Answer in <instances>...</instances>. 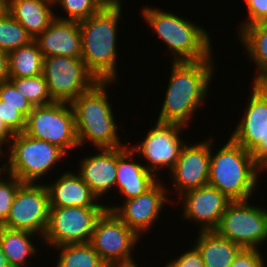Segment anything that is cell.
Here are the masks:
<instances>
[{
    "instance_id": "30bf717a",
    "label": "cell",
    "mask_w": 267,
    "mask_h": 267,
    "mask_svg": "<svg viewBox=\"0 0 267 267\" xmlns=\"http://www.w3.org/2000/svg\"><path fill=\"white\" fill-rule=\"evenodd\" d=\"M258 206L249 200L232 201L215 231L243 249H257L267 241V209Z\"/></svg>"
},
{
    "instance_id": "ac0fdd59",
    "label": "cell",
    "mask_w": 267,
    "mask_h": 267,
    "mask_svg": "<svg viewBox=\"0 0 267 267\" xmlns=\"http://www.w3.org/2000/svg\"><path fill=\"white\" fill-rule=\"evenodd\" d=\"M34 41L43 57L62 56L81 58L82 34L78 21L55 18Z\"/></svg>"
},
{
    "instance_id": "603a6c76",
    "label": "cell",
    "mask_w": 267,
    "mask_h": 267,
    "mask_svg": "<svg viewBox=\"0 0 267 267\" xmlns=\"http://www.w3.org/2000/svg\"><path fill=\"white\" fill-rule=\"evenodd\" d=\"M195 247L201 253L205 267H230L238 253L240 245L220 236L215 230H199Z\"/></svg>"
},
{
    "instance_id": "7a4b0ae2",
    "label": "cell",
    "mask_w": 267,
    "mask_h": 267,
    "mask_svg": "<svg viewBox=\"0 0 267 267\" xmlns=\"http://www.w3.org/2000/svg\"><path fill=\"white\" fill-rule=\"evenodd\" d=\"M121 1L111 0L98 13L79 21L82 34L81 58L98 81L117 80V23Z\"/></svg>"
},
{
    "instance_id": "d6986e66",
    "label": "cell",
    "mask_w": 267,
    "mask_h": 267,
    "mask_svg": "<svg viewBox=\"0 0 267 267\" xmlns=\"http://www.w3.org/2000/svg\"><path fill=\"white\" fill-rule=\"evenodd\" d=\"M98 151L100 153L82 159L78 174L99 199L116 187L118 148H100Z\"/></svg>"
},
{
    "instance_id": "4dcf8cb0",
    "label": "cell",
    "mask_w": 267,
    "mask_h": 267,
    "mask_svg": "<svg viewBox=\"0 0 267 267\" xmlns=\"http://www.w3.org/2000/svg\"><path fill=\"white\" fill-rule=\"evenodd\" d=\"M0 99L2 100V104L16 107L26 118L34 108L31 103L19 93L10 80L0 83Z\"/></svg>"
},
{
    "instance_id": "6da1fadb",
    "label": "cell",
    "mask_w": 267,
    "mask_h": 267,
    "mask_svg": "<svg viewBox=\"0 0 267 267\" xmlns=\"http://www.w3.org/2000/svg\"><path fill=\"white\" fill-rule=\"evenodd\" d=\"M213 57L202 61H172L171 75L165 99L157 121L186 123L204 104L214 73ZM214 69V70H213Z\"/></svg>"
},
{
    "instance_id": "f35d334b",
    "label": "cell",
    "mask_w": 267,
    "mask_h": 267,
    "mask_svg": "<svg viewBox=\"0 0 267 267\" xmlns=\"http://www.w3.org/2000/svg\"><path fill=\"white\" fill-rule=\"evenodd\" d=\"M107 267H138V266H137L136 262L133 260L130 262L109 264V265H107Z\"/></svg>"
},
{
    "instance_id": "2e32d148",
    "label": "cell",
    "mask_w": 267,
    "mask_h": 267,
    "mask_svg": "<svg viewBox=\"0 0 267 267\" xmlns=\"http://www.w3.org/2000/svg\"><path fill=\"white\" fill-rule=\"evenodd\" d=\"M180 199L184 200L183 217L193 219L200 224L201 231L215 230L221 217L232 202L217 188L205 185L184 192Z\"/></svg>"
},
{
    "instance_id": "9c48e42d",
    "label": "cell",
    "mask_w": 267,
    "mask_h": 267,
    "mask_svg": "<svg viewBox=\"0 0 267 267\" xmlns=\"http://www.w3.org/2000/svg\"><path fill=\"white\" fill-rule=\"evenodd\" d=\"M42 75L55 102L71 103L98 82L83 59L77 57H44Z\"/></svg>"
},
{
    "instance_id": "e0dca14e",
    "label": "cell",
    "mask_w": 267,
    "mask_h": 267,
    "mask_svg": "<svg viewBox=\"0 0 267 267\" xmlns=\"http://www.w3.org/2000/svg\"><path fill=\"white\" fill-rule=\"evenodd\" d=\"M210 171V139L197 144H184L170 174L174 187L184 192L208 185Z\"/></svg>"
},
{
    "instance_id": "1f68e13d",
    "label": "cell",
    "mask_w": 267,
    "mask_h": 267,
    "mask_svg": "<svg viewBox=\"0 0 267 267\" xmlns=\"http://www.w3.org/2000/svg\"><path fill=\"white\" fill-rule=\"evenodd\" d=\"M7 176V180H0V225L7 220L16 192L22 184L16 176L9 173Z\"/></svg>"
},
{
    "instance_id": "52a82bcc",
    "label": "cell",
    "mask_w": 267,
    "mask_h": 267,
    "mask_svg": "<svg viewBox=\"0 0 267 267\" xmlns=\"http://www.w3.org/2000/svg\"><path fill=\"white\" fill-rule=\"evenodd\" d=\"M24 133L56 145L66 154L69 149L80 147L74 111L68 102L34 107L26 118Z\"/></svg>"
},
{
    "instance_id": "f1b7e54d",
    "label": "cell",
    "mask_w": 267,
    "mask_h": 267,
    "mask_svg": "<svg viewBox=\"0 0 267 267\" xmlns=\"http://www.w3.org/2000/svg\"><path fill=\"white\" fill-rule=\"evenodd\" d=\"M21 95H23L33 107L54 103L43 75L27 78H9Z\"/></svg>"
},
{
    "instance_id": "5bb4252c",
    "label": "cell",
    "mask_w": 267,
    "mask_h": 267,
    "mask_svg": "<svg viewBox=\"0 0 267 267\" xmlns=\"http://www.w3.org/2000/svg\"><path fill=\"white\" fill-rule=\"evenodd\" d=\"M148 131L146 138L137 146H129L139 157L148 160L145 167L156 177L161 168L171 170L175 167L180 151L185 142L180 139L181 130L185 127L177 123L159 122Z\"/></svg>"
},
{
    "instance_id": "8fae6325",
    "label": "cell",
    "mask_w": 267,
    "mask_h": 267,
    "mask_svg": "<svg viewBox=\"0 0 267 267\" xmlns=\"http://www.w3.org/2000/svg\"><path fill=\"white\" fill-rule=\"evenodd\" d=\"M252 87L245 113L231 138L250 152L253 160L264 170L267 167V91L261 84Z\"/></svg>"
},
{
    "instance_id": "d4e9b609",
    "label": "cell",
    "mask_w": 267,
    "mask_h": 267,
    "mask_svg": "<svg viewBox=\"0 0 267 267\" xmlns=\"http://www.w3.org/2000/svg\"><path fill=\"white\" fill-rule=\"evenodd\" d=\"M35 233L26 230L10 229L0 225V246L11 267H24L27 258L36 255L37 247L30 238Z\"/></svg>"
},
{
    "instance_id": "8992f818",
    "label": "cell",
    "mask_w": 267,
    "mask_h": 267,
    "mask_svg": "<svg viewBox=\"0 0 267 267\" xmlns=\"http://www.w3.org/2000/svg\"><path fill=\"white\" fill-rule=\"evenodd\" d=\"M8 173L22 183H35L67 155L58 146L32 138L24 132L15 134L9 144Z\"/></svg>"
},
{
    "instance_id": "4316f807",
    "label": "cell",
    "mask_w": 267,
    "mask_h": 267,
    "mask_svg": "<svg viewBox=\"0 0 267 267\" xmlns=\"http://www.w3.org/2000/svg\"><path fill=\"white\" fill-rule=\"evenodd\" d=\"M56 267H107L90 243L63 244Z\"/></svg>"
},
{
    "instance_id": "44dd1931",
    "label": "cell",
    "mask_w": 267,
    "mask_h": 267,
    "mask_svg": "<svg viewBox=\"0 0 267 267\" xmlns=\"http://www.w3.org/2000/svg\"><path fill=\"white\" fill-rule=\"evenodd\" d=\"M54 182L45 184L50 207H107L96 202L90 187L73 171H66Z\"/></svg>"
},
{
    "instance_id": "8d00e7d4",
    "label": "cell",
    "mask_w": 267,
    "mask_h": 267,
    "mask_svg": "<svg viewBox=\"0 0 267 267\" xmlns=\"http://www.w3.org/2000/svg\"><path fill=\"white\" fill-rule=\"evenodd\" d=\"M9 80L8 53L0 50V83Z\"/></svg>"
},
{
    "instance_id": "7402d4cb",
    "label": "cell",
    "mask_w": 267,
    "mask_h": 267,
    "mask_svg": "<svg viewBox=\"0 0 267 267\" xmlns=\"http://www.w3.org/2000/svg\"><path fill=\"white\" fill-rule=\"evenodd\" d=\"M6 11L34 40L56 18L52 6L41 0H6Z\"/></svg>"
},
{
    "instance_id": "ee69618b",
    "label": "cell",
    "mask_w": 267,
    "mask_h": 267,
    "mask_svg": "<svg viewBox=\"0 0 267 267\" xmlns=\"http://www.w3.org/2000/svg\"><path fill=\"white\" fill-rule=\"evenodd\" d=\"M3 143H4V144H5V143L7 144L8 142L5 141L4 139L0 138V158H1V156H3V154H4V153H3L4 151H3V149H2L3 147H1Z\"/></svg>"
},
{
    "instance_id": "e575fe53",
    "label": "cell",
    "mask_w": 267,
    "mask_h": 267,
    "mask_svg": "<svg viewBox=\"0 0 267 267\" xmlns=\"http://www.w3.org/2000/svg\"><path fill=\"white\" fill-rule=\"evenodd\" d=\"M262 254L257 249H242L230 267H265Z\"/></svg>"
},
{
    "instance_id": "484cf974",
    "label": "cell",
    "mask_w": 267,
    "mask_h": 267,
    "mask_svg": "<svg viewBox=\"0 0 267 267\" xmlns=\"http://www.w3.org/2000/svg\"><path fill=\"white\" fill-rule=\"evenodd\" d=\"M9 78H27L42 75L44 57L37 43L29 44L8 53Z\"/></svg>"
},
{
    "instance_id": "74e56055",
    "label": "cell",
    "mask_w": 267,
    "mask_h": 267,
    "mask_svg": "<svg viewBox=\"0 0 267 267\" xmlns=\"http://www.w3.org/2000/svg\"><path fill=\"white\" fill-rule=\"evenodd\" d=\"M14 133L6 126L4 121L0 118V138L4 139L5 141L10 144L11 139L14 137Z\"/></svg>"
},
{
    "instance_id": "d6a6232c",
    "label": "cell",
    "mask_w": 267,
    "mask_h": 267,
    "mask_svg": "<svg viewBox=\"0 0 267 267\" xmlns=\"http://www.w3.org/2000/svg\"><path fill=\"white\" fill-rule=\"evenodd\" d=\"M0 118L6 126L14 133H22L26 127V117L16 107L2 104L0 99Z\"/></svg>"
},
{
    "instance_id": "83f0119b",
    "label": "cell",
    "mask_w": 267,
    "mask_h": 267,
    "mask_svg": "<svg viewBox=\"0 0 267 267\" xmlns=\"http://www.w3.org/2000/svg\"><path fill=\"white\" fill-rule=\"evenodd\" d=\"M33 41L27 30L6 10L0 14V50L10 53Z\"/></svg>"
},
{
    "instance_id": "d590c367",
    "label": "cell",
    "mask_w": 267,
    "mask_h": 267,
    "mask_svg": "<svg viewBox=\"0 0 267 267\" xmlns=\"http://www.w3.org/2000/svg\"><path fill=\"white\" fill-rule=\"evenodd\" d=\"M165 267H205L198 249L193 246L190 251L183 252L178 258L167 262Z\"/></svg>"
},
{
    "instance_id": "4fadbf2b",
    "label": "cell",
    "mask_w": 267,
    "mask_h": 267,
    "mask_svg": "<svg viewBox=\"0 0 267 267\" xmlns=\"http://www.w3.org/2000/svg\"><path fill=\"white\" fill-rule=\"evenodd\" d=\"M139 238L115 213L106 210L98 219L89 243L109 265L133 261L132 249Z\"/></svg>"
},
{
    "instance_id": "5b68a950",
    "label": "cell",
    "mask_w": 267,
    "mask_h": 267,
    "mask_svg": "<svg viewBox=\"0 0 267 267\" xmlns=\"http://www.w3.org/2000/svg\"><path fill=\"white\" fill-rule=\"evenodd\" d=\"M142 13L172 53V61H202L212 56L210 36L201 26L154 7L146 6Z\"/></svg>"
},
{
    "instance_id": "3957f363",
    "label": "cell",
    "mask_w": 267,
    "mask_h": 267,
    "mask_svg": "<svg viewBox=\"0 0 267 267\" xmlns=\"http://www.w3.org/2000/svg\"><path fill=\"white\" fill-rule=\"evenodd\" d=\"M212 141L211 138L208 185L220 190L231 201L250 199L253 191L258 188V174L263 170L253 160L251 153L231 137L216 154L211 152Z\"/></svg>"
},
{
    "instance_id": "f6af8a7d",
    "label": "cell",
    "mask_w": 267,
    "mask_h": 267,
    "mask_svg": "<svg viewBox=\"0 0 267 267\" xmlns=\"http://www.w3.org/2000/svg\"><path fill=\"white\" fill-rule=\"evenodd\" d=\"M261 85L266 89L267 91V79L261 83Z\"/></svg>"
},
{
    "instance_id": "cb8c5ba5",
    "label": "cell",
    "mask_w": 267,
    "mask_h": 267,
    "mask_svg": "<svg viewBox=\"0 0 267 267\" xmlns=\"http://www.w3.org/2000/svg\"><path fill=\"white\" fill-rule=\"evenodd\" d=\"M238 34L248 57L257 67L253 84H261L267 79V22L248 25Z\"/></svg>"
},
{
    "instance_id": "60d3db41",
    "label": "cell",
    "mask_w": 267,
    "mask_h": 267,
    "mask_svg": "<svg viewBox=\"0 0 267 267\" xmlns=\"http://www.w3.org/2000/svg\"><path fill=\"white\" fill-rule=\"evenodd\" d=\"M6 161L7 163H4L3 165H1L2 167H0V180L3 179V176L1 174L8 173L9 159H7Z\"/></svg>"
},
{
    "instance_id": "9a60e30c",
    "label": "cell",
    "mask_w": 267,
    "mask_h": 267,
    "mask_svg": "<svg viewBox=\"0 0 267 267\" xmlns=\"http://www.w3.org/2000/svg\"><path fill=\"white\" fill-rule=\"evenodd\" d=\"M167 190L163 186L160 179L143 194L125 200L124 206H107V210L115 213L131 230L138 236L147 232L155 221L159 218V214L168 197ZM165 203V204H164Z\"/></svg>"
},
{
    "instance_id": "ab89813d",
    "label": "cell",
    "mask_w": 267,
    "mask_h": 267,
    "mask_svg": "<svg viewBox=\"0 0 267 267\" xmlns=\"http://www.w3.org/2000/svg\"><path fill=\"white\" fill-rule=\"evenodd\" d=\"M0 267H11L8 263L7 257L0 246Z\"/></svg>"
},
{
    "instance_id": "ba28073f",
    "label": "cell",
    "mask_w": 267,
    "mask_h": 267,
    "mask_svg": "<svg viewBox=\"0 0 267 267\" xmlns=\"http://www.w3.org/2000/svg\"><path fill=\"white\" fill-rule=\"evenodd\" d=\"M106 210L107 207H50L42 239L54 248L63 244L89 243L98 219Z\"/></svg>"
},
{
    "instance_id": "836d02e7",
    "label": "cell",
    "mask_w": 267,
    "mask_h": 267,
    "mask_svg": "<svg viewBox=\"0 0 267 267\" xmlns=\"http://www.w3.org/2000/svg\"><path fill=\"white\" fill-rule=\"evenodd\" d=\"M248 19L239 26L238 32L248 25L267 22V0H245Z\"/></svg>"
},
{
    "instance_id": "7c38bea8",
    "label": "cell",
    "mask_w": 267,
    "mask_h": 267,
    "mask_svg": "<svg viewBox=\"0 0 267 267\" xmlns=\"http://www.w3.org/2000/svg\"><path fill=\"white\" fill-rule=\"evenodd\" d=\"M49 194L45 184L22 183L2 226L26 230L43 237L49 217Z\"/></svg>"
},
{
    "instance_id": "7bdbcfd3",
    "label": "cell",
    "mask_w": 267,
    "mask_h": 267,
    "mask_svg": "<svg viewBox=\"0 0 267 267\" xmlns=\"http://www.w3.org/2000/svg\"><path fill=\"white\" fill-rule=\"evenodd\" d=\"M41 1L50 4L51 6H53V8H55L54 7V6H56L55 4H58V2H59V0H41Z\"/></svg>"
},
{
    "instance_id": "b9f144b4",
    "label": "cell",
    "mask_w": 267,
    "mask_h": 267,
    "mask_svg": "<svg viewBox=\"0 0 267 267\" xmlns=\"http://www.w3.org/2000/svg\"><path fill=\"white\" fill-rule=\"evenodd\" d=\"M6 10V0H0V14Z\"/></svg>"
},
{
    "instance_id": "ffe728a7",
    "label": "cell",
    "mask_w": 267,
    "mask_h": 267,
    "mask_svg": "<svg viewBox=\"0 0 267 267\" xmlns=\"http://www.w3.org/2000/svg\"><path fill=\"white\" fill-rule=\"evenodd\" d=\"M129 148H118L116 186L125 200L143 194L159 180L144 165L134 161L135 152Z\"/></svg>"
},
{
    "instance_id": "f546056e",
    "label": "cell",
    "mask_w": 267,
    "mask_h": 267,
    "mask_svg": "<svg viewBox=\"0 0 267 267\" xmlns=\"http://www.w3.org/2000/svg\"><path fill=\"white\" fill-rule=\"evenodd\" d=\"M110 1L111 0H59L58 5H61L60 7L65 10L68 17L55 16L62 20L79 22L98 13Z\"/></svg>"
},
{
    "instance_id": "277c9868",
    "label": "cell",
    "mask_w": 267,
    "mask_h": 267,
    "mask_svg": "<svg viewBox=\"0 0 267 267\" xmlns=\"http://www.w3.org/2000/svg\"><path fill=\"white\" fill-rule=\"evenodd\" d=\"M113 81H98L89 91L79 95L70 104L74 111L79 146L86 141L97 149L124 147L117 133L112 106L108 102L106 86Z\"/></svg>"
}]
</instances>
